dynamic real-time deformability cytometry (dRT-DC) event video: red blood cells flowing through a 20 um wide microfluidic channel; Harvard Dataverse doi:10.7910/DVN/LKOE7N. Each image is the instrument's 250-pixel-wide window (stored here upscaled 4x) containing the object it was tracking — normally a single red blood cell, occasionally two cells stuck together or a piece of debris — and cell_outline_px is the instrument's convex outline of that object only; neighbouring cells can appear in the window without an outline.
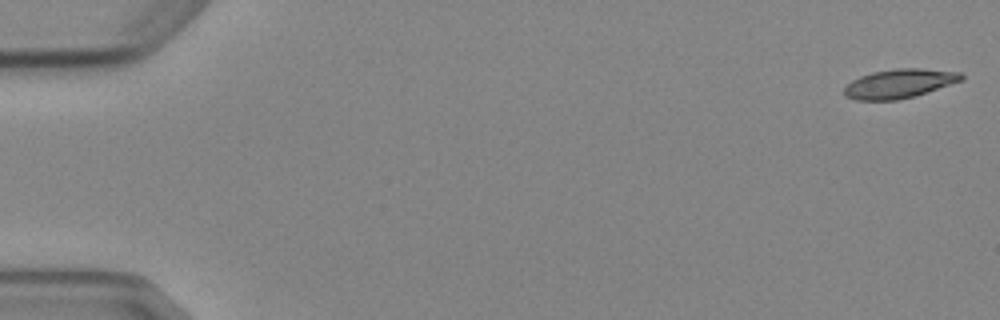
{"species": "Egyptian fruit bat (a non-hibernating species)", "species_latin": "Rousettus aegyptiacus", "temperature_condition": "cold", "stored_images_in_passage": 5, "camera_frame_rate_fps": 3000, "um_per_image_px": 0.085, "animal": {"sex": "female"}, "frame": {"image": 1, "passage_image": 1, "time_ms": 0.0, "image_size_px": [1000, 320], "cell_outline_px": [[964, 80], [916, 96], [896, 100], [856, 100], [844, 96], [844, 88], [852, 80], [860, 76], [872, 72], [896, 68], [920, 68], [960, 72], [964, 76]], "centroid_in_image_um": [76.46, 7.1], "position_along_channel_um": 8.5, "area_um2": 20.0}}
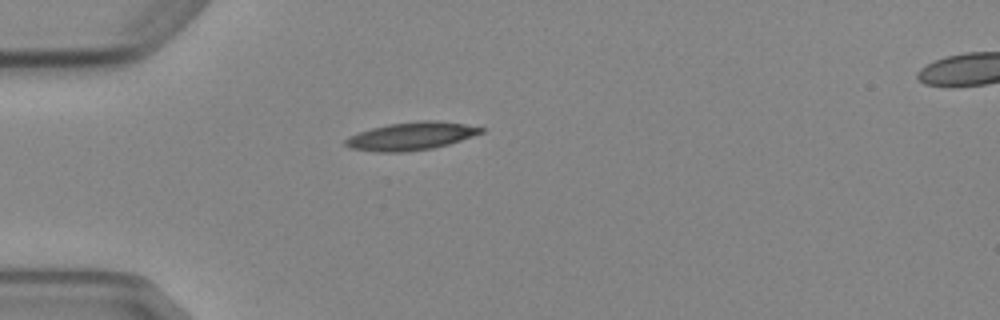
{"frame": {"image": 2, "passage_image": 5, "time_ms": 4.667, "image_size_px": [1000, 320], "cell_outline_px": [[484, 132], [448, 144], [432, 148], [404, 152], [376, 152], [352, 148], [344, 144], [344, 140], [348, 136], [372, 128], [388, 124], [420, 120], [436, 120], [464, 124], [484, 128]], "centroid_in_image_um": [34.93, 11.56], "position_along_channel_um": 50.1, "area_um2": 21.91}}